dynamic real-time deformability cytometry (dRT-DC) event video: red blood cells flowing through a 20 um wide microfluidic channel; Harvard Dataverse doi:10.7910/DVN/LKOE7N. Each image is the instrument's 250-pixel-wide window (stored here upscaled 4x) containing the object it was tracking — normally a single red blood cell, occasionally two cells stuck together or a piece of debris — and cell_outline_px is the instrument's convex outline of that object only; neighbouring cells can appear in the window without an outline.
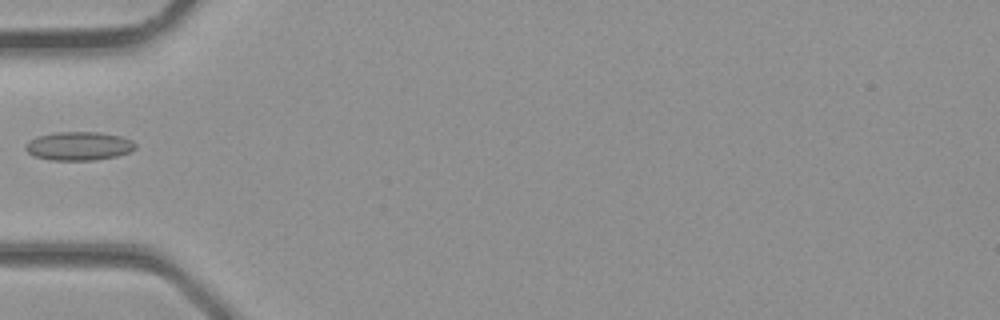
{"species": "common noctule bat (a hibernating species)", "species_latin": "Nyctalus noctula", "temperature_condition": "room temperature", "stored_images_in_passage": 1, "camera_frame_rate_fps": 3000, "um_per_image_px": 0.085, "animal": {"sex": "male", "body_mass_g": 23.1, "forearm_length_mm": 52.7}, "frame": {"image": 1, "passage_image": 1, "time_ms": 0.0, "image_size_px": [1000, 320], "cell_outline_px": [[136, 148], [128, 152], [116, 156], [92, 160], [52, 160], [32, 156], [24, 148], [28, 140], [36, 136], [56, 132], [96, 132], [120, 136], [132, 140], [136, 144]], "centroid_in_image_um": [6.66, 12.41], "position_along_channel_um": 78.3, "area_um2": 18.32}}